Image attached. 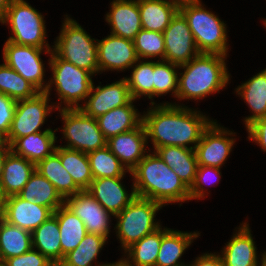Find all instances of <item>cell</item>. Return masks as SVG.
<instances>
[{"mask_svg":"<svg viewBox=\"0 0 266 266\" xmlns=\"http://www.w3.org/2000/svg\"><path fill=\"white\" fill-rule=\"evenodd\" d=\"M150 104L147 113L142 115V123L147 139H150L153 144L154 151L164 146L195 149L203 131L213 121L200 111L177 105L175 102L157 105L152 100ZM192 143L194 145L189 147L188 145Z\"/></svg>","mask_w":266,"mask_h":266,"instance_id":"6da1fadb","label":"cell"},{"mask_svg":"<svg viewBox=\"0 0 266 266\" xmlns=\"http://www.w3.org/2000/svg\"><path fill=\"white\" fill-rule=\"evenodd\" d=\"M130 175L138 197L153 200L163 206L191 201L189 188L155 151L146 154Z\"/></svg>","mask_w":266,"mask_h":266,"instance_id":"7a4b0ae2","label":"cell"},{"mask_svg":"<svg viewBox=\"0 0 266 266\" xmlns=\"http://www.w3.org/2000/svg\"><path fill=\"white\" fill-rule=\"evenodd\" d=\"M227 56L220 54L200 53L186 64L178 75L176 98L179 100H199L220 92L229 83L230 73L226 66Z\"/></svg>","mask_w":266,"mask_h":266,"instance_id":"3957f363","label":"cell"},{"mask_svg":"<svg viewBox=\"0 0 266 266\" xmlns=\"http://www.w3.org/2000/svg\"><path fill=\"white\" fill-rule=\"evenodd\" d=\"M48 61L52 78L47 82L45 93L51 95L50 90L54 84L58 100L61 101L55 105L57 110L80 108L82 105L79 103H83V100L85 102L90 94L93 74L61 59L53 50ZM62 103L65 106L62 107Z\"/></svg>","mask_w":266,"mask_h":266,"instance_id":"277c9868","label":"cell"},{"mask_svg":"<svg viewBox=\"0 0 266 266\" xmlns=\"http://www.w3.org/2000/svg\"><path fill=\"white\" fill-rule=\"evenodd\" d=\"M188 22L200 53L227 56V27L219 17L208 11L201 1L179 8Z\"/></svg>","mask_w":266,"mask_h":266,"instance_id":"5b68a950","label":"cell"},{"mask_svg":"<svg viewBox=\"0 0 266 266\" xmlns=\"http://www.w3.org/2000/svg\"><path fill=\"white\" fill-rule=\"evenodd\" d=\"M52 50L61 58L95 75L99 73L97 39L66 15Z\"/></svg>","mask_w":266,"mask_h":266,"instance_id":"8992f818","label":"cell"},{"mask_svg":"<svg viewBox=\"0 0 266 266\" xmlns=\"http://www.w3.org/2000/svg\"><path fill=\"white\" fill-rule=\"evenodd\" d=\"M163 207L153 200L136 196L128 206L115 216L116 235L125 251L144 236L161 227L156 222V213Z\"/></svg>","mask_w":266,"mask_h":266,"instance_id":"52a82bcc","label":"cell"},{"mask_svg":"<svg viewBox=\"0 0 266 266\" xmlns=\"http://www.w3.org/2000/svg\"><path fill=\"white\" fill-rule=\"evenodd\" d=\"M0 23L8 24L11 28L12 36L8 37V41L17 45L51 49L46 41L44 16L25 0H11Z\"/></svg>","mask_w":266,"mask_h":266,"instance_id":"ba28073f","label":"cell"},{"mask_svg":"<svg viewBox=\"0 0 266 266\" xmlns=\"http://www.w3.org/2000/svg\"><path fill=\"white\" fill-rule=\"evenodd\" d=\"M63 119L62 134L67 140L63 147L89 153L107 146L97 120L86 115L80 108L60 109Z\"/></svg>","mask_w":266,"mask_h":266,"instance_id":"9c48e42d","label":"cell"},{"mask_svg":"<svg viewBox=\"0 0 266 266\" xmlns=\"http://www.w3.org/2000/svg\"><path fill=\"white\" fill-rule=\"evenodd\" d=\"M2 51L5 64L32 83L40 92H45L48 83L44 81L45 66L41 60V54L43 51L52 54V49L17 45L7 40Z\"/></svg>","mask_w":266,"mask_h":266,"instance_id":"30bf717a","label":"cell"},{"mask_svg":"<svg viewBox=\"0 0 266 266\" xmlns=\"http://www.w3.org/2000/svg\"><path fill=\"white\" fill-rule=\"evenodd\" d=\"M49 94L39 92L35 97L19 100L16 103L11 129L7 136L9 146L20 137L42 132L41 126L47 120V116L56 107L49 105Z\"/></svg>","mask_w":266,"mask_h":266,"instance_id":"8fae6325","label":"cell"},{"mask_svg":"<svg viewBox=\"0 0 266 266\" xmlns=\"http://www.w3.org/2000/svg\"><path fill=\"white\" fill-rule=\"evenodd\" d=\"M164 60L181 66L200 54L184 15L178 11L163 31Z\"/></svg>","mask_w":266,"mask_h":266,"instance_id":"7c38bea8","label":"cell"},{"mask_svg":"<svg viewBox=\"0 0 266 266\" xmlns=\"http://www.w3.org/2000/svg\"><path fill=\"white\" fill-rule=\"evenodd\" d=\"M216 122L213 120L203 131L195 147L198 165L221 168L234 147L235 133L220 127ZM229 135L233 137L230 138Z\"/></svg>","mask_w":266,"mask_h":266,"instance_id":"4fadbf2b","label":"cell"},{"mask_svg":"<svg viewBox=\"0 0 266 266\" xmlns=\"http://www.w3.org/2000/svg\"><path fill=\"white\" fill-rule=\"evenodd\" d=\"M64 204L83 222L87 233L100 235L108 239L111 216L87 190L80 191L65 199Z\"/></svg>","mask_w":266,"mask_h":266,"instance_id":"5bb4252c","label":"cell"},{"mask_svg":"<svg viewBox=\"0 0 266 266\" xmlns=\"http://www.w3.org/2000/svg\"><path fill=\"white\" fill-rule=\"evenodd\" d=\"M97 57L100 74L129 70L139 60L133 41L113 34L97 40Z\"/></svg>","mask_w":266,"mask_h":266,"instance_id":"9a60e30c","label":"cell"},{"mask_svg":"<svg viewBox=\"0 0 266 266\" xmlns=\"http://www.w3.org/2000/svg\"><path fill=\"white\" fill-rule=\"evenodd\" d=\"M131 100L125 77L106 86L95 87L93 82L90 94L80 109L86 115L96 119L109 110L127 105Z\"/></svg>","mask_w":266,"mask_h":266,"instance_id":"2e32d148","label":"cell"},{"mask_svg":"<svg viewBox=\"0 0 266 266\" xmlns=\"http://www.w3.org/2000/svg\"><path fill=\"white\" fill-rule=\"evenodd\" d=\"M147 143L145 127L141 123L133 130L109 138L107 147L130 173L147 152H151L146 151Z\"/></svg>","mask_w":266,"mask_h":266,"instance_id":"e0dca14e","label":"cell"},{"mask_svg":"<svg viewBox=\"0 0 266 266\" xmlns=\"http://www.w3.org/2000/svg\"><path fill=\"white\" fill-rule=\"evenodd\" d=\"M124 177H105L93 179L87 191L106 211L115 217L136 197L134 187L131 193L122 185Z\"/></svg>","mask_w":266,"mask_h":266,"instance_id":"ac0fdd59","label":"cell"},{"mask_svg":"<svg viewBox=\"0 0 266 266\" xmlns=\"http://www.w3.org/2000/svg\"><path fill=\"white\" fill-rule=\"evenodd\" d=\"M53 212L45 206H40L20 198L18 195L6 197L2 218L9 224L33 232Z\"/></svg>","mask_w":266,"mask_h":266,"instance_id":"d6986e66","label":"cell"},{"mask_svg":"<svg viewBox=\"0 0 266 266\" xmlns=\"http://www.w3.org/2000/svg\"><path fill=\"white\" fill-rule=\"evenodd\" d=\"M238 231L232 236L231 240L225 244L221 251V258L224 266H262L261 261L257 258V248L253 240L248 222H244L239 226ZM260 262V263H259ZM259 264V265H258Z\"/></svg>","mask_w":266,"mask_h":266,"instance_id":"ffe728a7","label":"cell"},{"mask_svg":"<svg viewBox=\"0 0 266 266\" xmlns=\"http://www.w3.org/2000/svg\"><path fill=\"white\" fill-rule=\"evenodd\" d=\"M105 16L110 34L133 41L142 29L139 0H113Z\"/></svg>","mask_w":266,"mask_h":266,"instance_id":"44dd1931","label":"cell"},{"mask_svg":"<svg viewBox=\"0 0 266 266\" xmlns=\"http://www.w3.org/2000/svg\"><path fill=\"white\" fill-rule=\"evenodd\" d=\"M50 128L45 129L42 132L29 134L25 137L17 138L9 147L10 150L21 157L37 164L40 160L45 159L51 155L57 145V137L55 131Z\"/></svg>","mask_w":266,"mask_h":266,"instance_id":"7402d4cb","label":"cell"},{"mask_svg":"<svg viewBox=\"0 0 266 266\" xmlns=\"http://www.w3.org/2000/svg\"><path fill=\"white\" fill-rule=\"evenodd\" d=\"M199 235V232H181L167 227L162 229V241L156 266H187L188 264L180 262V258Z\"/></svg>","mask_w":266,"mask_h":266,"instance_id":"603a6c76","label":"cell"},{"mask_svg":"<svg viewBox=\"0 0 266 266\" xmlns=\"http://www.w3.org/2000/svg\"><path fill=\"white\" fill-rule=\"evenodd\" d=\"M132 99L127 105L109 110L96 118L104 137L109 138L137 128L142 123V115L133 105Z\"/></svg>","mask_w":266,"mask_h":266,"instance_id":"cb8c5ba5","label":"cell"},{"mask_svg":"<svg viewBox=\"0 0 266 266\" xmlns=\"http://www.w3.org/2000/svg\"><path fill=\"white\" fill-rule=\"evenodd\" d=\"M157 155L190 188L194 183L198 168L195 149L180 146H164L155 150Z\"/></svg>","mask_w":266,"mask_h":266,"instance_id":"d4e9b609","label":"cell"},{"mask_svg":"<svg viewBox=\"0 0 266 266\" xmlns=\"http://www.w3.org/2000/svg\"><path fill=\"white\" fill-rule=\"evenodd\" d=\"M36 170V164L10 151L6 155L0 185L6 197L17 195Z\"/></svg>","mask_w":266,"mask_h":266,"instance_id":"484cf974","label":"cell"},{"mask_svg":"<svg viewBox=\"0 0 266 266\" xmlns=\"http://www.w3.org/2000/svg\"><path fill=\"white\" fill-rule=\"evenodd\" d=\"M235 89L252 112L251 116L243 120L246 128L257 119L266 116V68Z\"/></svg>","mask_w":266,"mask_h":266,"instance_id":"4316f807","label":"cell"},{"mask_svg":"<svg viewBox=\"0 0 266 266\" xmlns=\"http://www.w3.org/2000/svg\"><path fill=\"white\" fill-rule=\"evenodd\" d=\"M17 195L31 203L48 207L52 212H55L65 202L54 185L37 170L33 172Z\"/></svg>","mask_w":266,"mask_h":266,"instance_id":"83f0119b","label":"cell"},{"mask_svg":"<svg viewBox=\"0 0 266 266\" xmlns=\"http://www.w3.org/2000/svg\"><path fill=\"white\" fill-rule=\"evenodd\" d=\"M32 247L46 256L53 264L62 261L61 238L57 218L51 215L32 233Z\"/></svg>","mask_w":266,"mask_h":266,"instance_id":"f1b7e54d","label":"cell"},{"mask_svg":"<svg viewBox=\"0 0 266 266\" xmlns=\"http://www.w3.org/2000/svg\"><path fill=\"white\" fill-rule=\"evenodd\" d=\"M36 170L54 185L64 200L82 191L61 164L59 154L56 151L45 159L40 160L36 164Z\"/></svg>","mask_w":266,"mask_h":266,"instance_id":"f546056e","label":"cell"},{"mask_svg":"<svg viewBox=\"0 0 266 266\" xmlns=\"http://www.w3.org/2000/svg\"><path fill=\"white\" fill-rule=\"evenodd\" d=\"M53 215L57 218L59 225L63 260L66 254L81 243L87 231L84 222L65 204L53 212Z\"/></svg>","mask_w":266,"mask_h":266,"instance_id":"4dcf8cb0","label":"cell"},{"mask_svg":"<svg viewBox=\"0 0 266 266\" xmlns=\"http://www.w3.org/2000/svg\"><path fill=\"white\" fill-rule=\"evenodd\" d=\"M139 10L142 29L163 33L179 8L166 0H139Z\"/></svg>","mask_w":266,"mask_h":266,"instance_id":"1f68e13d","label":"cell"},{"mask_svg":"<svg viewBox=\"0 0 266 266\" xmlns=\"http://www.w3.org/2000/svg\"><path fill=\"white\" fill-rule=\"evenodd\" d=\"M31 232L14 226L0 217V251L5 261L32 249Z\"/></svg>","mask_w":266,"mask_h":266,"instance_id":"d6a6232c","label":"cell"},{"mask_svg":"<svg viewBox=\"0 0 266 266\" xmlns=\"http://www.w3.org/2000/svg\"><path fill=\"white\" fill-rule=\"evenodd\" d=\"M55 151L59 154L61 164L72 176L75 184L83 191L92 183L93 175L87 153L57 146Z\"/></svg>","mask_w":266,"mask_h":266,"instance_id":"836d02e7","label":"cell"},{"mask_svg":"<svg viewBox=\"0 0 266 266\" xmlns=\"http://www.w3.org/2000/svg\"><path fill=\"white\" fill-rule=\"evenodd\" d=\"M161 241L162 226L127 248L124 259L130 266H156Z\"/></svg>","mask_w":266,"mask_h":266,"instance_id":"e575fe53","label":"cell"},{"mask_svg":"<svg viewBox=\"0 0 266 266\" xmlns=\"http://www.w3.org/2000/svg\"><path fill=\"white\" fill-rule=\"evenodd\" d=\"M107 239L93 233H87L73 251L66 254L59 266H93ZM97 263L94 266H102Z\"/></svg>","mask_w":266,"mask_h":266,"instance_id":"d590c367","label":"cell"},{"mask_svg":"<svg viewBox=\"0 0 266 266\" xmlns=\"http://www.w3.org/2000/svg\"><path fill=\"white\" fill-rule=\"evenodd\" d=\"M136 64V65H135ZM131 69V76L125 77L132 99H140L141 96L154 98V61H141L139 59Z\"/></svg>","mask_w":266,"mask_h":266,"instance_id":"8d00e7d4","label":"cell"},{"mask_svg":"<svg viewBox=\"0 0 266 266\" xmlns=\"http://www.w3.org/2000/svg\"><path fill=\"white\" fill-rule=\"evenodd\" d=\"M0 92L19 101L33 98L40 91L3 62V64H0Z\"/></svg>","mask_w":266,"mask_h":266,"instance_id":"74e56055","label":"cell"},{"mask_svg":"<svg viewBox=\"0 0 266 266\" xmlns=\"http://www.w3.org/2000/svg\"><path fill=\"white\" fill-rule=\"evenodd\" d=\"M93 179L105 177H124L127 169L106 146L87 153Z\"/></svg>","mask_w":266,"mask_h":266,"instance_id":"f35d334b","label":"cell"},{"mask_svg":"<svg viewBox=\"0 0 266 266\" xmlns=\"http://www.w3.org/2000/svg\"><path fill=\"white\" fill-rule=\"evenodd\" d=\"M178 68V65L165 60L154 61V97L163 96L169 92L176 97L179 75L176 69Z\"/></svg>","mask_w":266,"mask_h":266,"instance_id":"ab89813d","label":"cell"},{"mask_svg":"<svg viewBox=\"0 0 266 266\" xmlns=\"http://www.w3.org/2000/svg\"><path fill=\"white\" fill-rule=\"evenodd\" d=\"M133 44L139 59H153L156 57L164 60L165 45L163 33L141 29L135 36Z\"/></svg>","mask_w":266,"mask_h":266,"instance_id":"60d3db41","label":"cell"},{"mask_svg":"<svg viewBox=\"0 0 266 266\" xmlns=\"http://www.w3.org/2000/svg\"><path fill=\"white\" fill-rule=\"evenodd\" d=\"M220 176V168L198 165L194 183L189 188L190 199H203L208 191V189L205 190L204 185H206V183H212L213 185L216 181L220 182V179H216L220 178ZM213 180H215V182H213Z\"/></svg>","mask_w":266,"mask_h":266,"instance_id":"b9f144b4","label":"cell"},{"mask_svg":"<svg viewBox=\"0 0 266 266\" xmlns=\"http://www.w3.org/2000/svg\"><path fill=\"white\" fill-rule=\"evenodd\" d=\"M46 256L35 249L4 261V266H54Z\"/></svg>","mask_w":266,"mask_h":266,"instance_id":"7bdbcfd3","label":"cell"},{"mask_svg":"<svg viewBox=\"0 0 266 266\" xmlns=\"http://www.w3.org/2000/svg\"><path fill=\"white\" fill-rule=\"evenodd\" d=\"M17 101L0 92V130L8 136Z\"/></svg>","mask_w":266,"mask_h":266,"instance_id":"ee69618b","label":"cell"},{"mask_svg":"<svg viewBox=\"0 0 266 266\" xmlns=\"http://www.w3.org/2000/svg\"><path fill=\"white\" fill-rule=\"evenodd\" d=\"M248 139L253 140L263 151L266 152V116L257 119L247 128Z\"/></svg>","mask_w":266,"mask_h":266,"instance_id":"f6af8a7d","label":"cell"},{"mask_svg":"<svg viewBox=\"0 0 266 266\" xmlns=\"http://www.w3.org/2000/svg\"><path fill=\"white\" fill-rule=\"evenodd\" d=\"M189 266H224L221 255L215 253H204L197 257Z\"/></svg>","mask_w":266,"mask_h":266,"instance_id":"bcb514c9","label":"cell"},{"mask_svg":"<svg viewBox=\"0 0 266 266\" xmlns=\"http://www.w3.org/2000/svg\"><path fill=\"white\" fill-rule=\"evenodd\" d=\"M10 147L0 148V178L2 176L6 155L10 152Z\"/></svg>","mask_w":266,"mask_h":266,"instance_id":"7dc6e473","label":"cell"},{"mask_svg":"<svg viewBox=\"0 0 266 266\" xmlns=\"http://www.w3.org/2000/svg\"><path fill=\"white\" fill-rule=\"evenodd\" d=\"M168 3L175 5L176 7L180 8L185 5H190L192 3H196L200 0H166Z\"/></svg>","mask_w":266,"mask_h":266,"instance_id":"c3c4849f","label":"cell"},{"mask_svg":"<svg viewBox=\"0 0 266 266\" xmlns=\"http://www.w3.org/2000/svg\"><path fill=\"white\" fill-rule=\"evenodd\" d=\"M11 0H0V21L4 18Z\"/></svg>","mask_w":266,"mask_h":266,"instance_id":"681fc988","label":"cell"},{"mask_svg":"<svg viewBox=\"0 0 266 266\" xmlns=\"http://www.w3.org/2000/svg\"><path fill=\"white\" fill-rule=\"evenodd\" d=\"M5 203H6V196L3 192V189L0 185V217H2L4 209H5Z\"/></svg>","mask_w":266,"mask_h":266,"instance_id":"f907efd6","label":"cell"},{"mask_svg":"<svg viewBox=\"0 0 266 266\" xmlns=\"http://www.w3.org/2000/svg\"><path fill=\"white\" fill-rule=\"evenodd\" d=\"M102 266H130L129 263L127 262V260L121 258L120 260H118L115 263H105Z\"/></svg>","mask_w":266,"mask_h":266,"instance_id":"816d5d0a","label":"cell"},{"mask_svg":"<svg viewBox=\"0 0 266 266\" xmlns=\"http://www.w3.org/2000/svg\"><path fill=\"white\" fill-rule=\"evenodd\" d=\"M9 147L7 136L0 130V148Z\"/></svg>","mask_w":266,"mask_h":266,"instance_id":"f5cc1de1","label":"cell"},{"mask_svg":"<svg viewBox=\"0 0 266 266\" xmlns=\"http://www.w3.org/2000/svg\"><path fill=\"white\" fill-rule=\"evenodd\" d=\"M0 266H4V260L2 258L1 251H0Z\"/></svg>","mask_w":266,"mask_h":266,"instance_id":"db71d44e","label":"cell"},{"mask_svg":"<svg viewBox=\"0 0 266 266\" xmlns=\"http://www.w3.org/2000/svg\"><path fill=\"white\" fill-rule=\"evenodd\" d=\"M262 266H266V251H265V255L263 256Z\"/></svg>","mask_w":266,"mask_h":266,"instance_id":"11a10c76","label":"cell"}]
</instances>
